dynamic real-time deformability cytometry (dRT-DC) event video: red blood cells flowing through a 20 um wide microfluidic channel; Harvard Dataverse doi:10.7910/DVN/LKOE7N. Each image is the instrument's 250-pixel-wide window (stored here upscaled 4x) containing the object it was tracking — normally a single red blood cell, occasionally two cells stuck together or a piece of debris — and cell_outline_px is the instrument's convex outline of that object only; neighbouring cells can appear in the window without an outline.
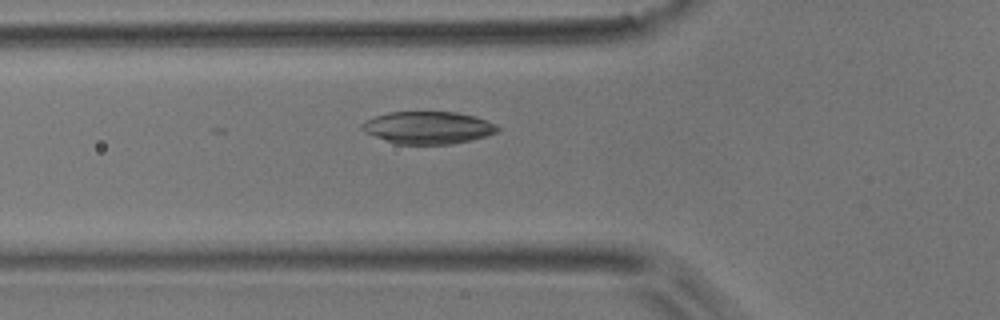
{"species": "common noctule bat (a hibernating species)", "species_latin": "Nyctalus noctula", "temperature_condition": "room temperature", "stored_images_in_passage": 21, "camera_frame_rate_fps": 3000, "um_per_image_px": 0.085, "animal": {"sex": "male", "body_mass_g": 17.9}, "frame": {"image": 1, "passage_image": 16, "time_ms": 5.0, "image_size_px": [1000, 320], "cell_outline_px": [[500, 128], [496, 132], [488, 136], [452, 144], [396, 144], [364, 132], [360, 128], [360, 124], [364, 120], [388, 112], [456, 112], [472, 116], [496, 124]], "centroid_in_image_um": [36.35, 10.85], "position_along_channel_um": 89.5, "area_um2": 25.55}}
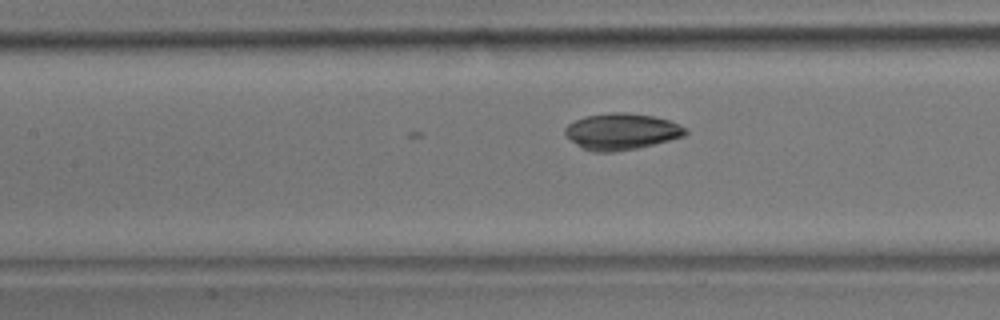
{"frame": {"image": 2, "passage_image": 21, "time_ms": 6.667, "image_size_px": [1000, 320], "cell_outline_px": [[688, 132], [684, 136], [636, 148], [612, 152], [592, 152], [580, 148], [564, 132], [564, 128], [568, 124], [584, 116], [612, 112], [624, 112], [652, 116], [668, 120], [680, 124]], "centroid_in_image_um": [52.79, 11.18], "position_along_channel_um": 154.6, "area_um2": 25.32}}